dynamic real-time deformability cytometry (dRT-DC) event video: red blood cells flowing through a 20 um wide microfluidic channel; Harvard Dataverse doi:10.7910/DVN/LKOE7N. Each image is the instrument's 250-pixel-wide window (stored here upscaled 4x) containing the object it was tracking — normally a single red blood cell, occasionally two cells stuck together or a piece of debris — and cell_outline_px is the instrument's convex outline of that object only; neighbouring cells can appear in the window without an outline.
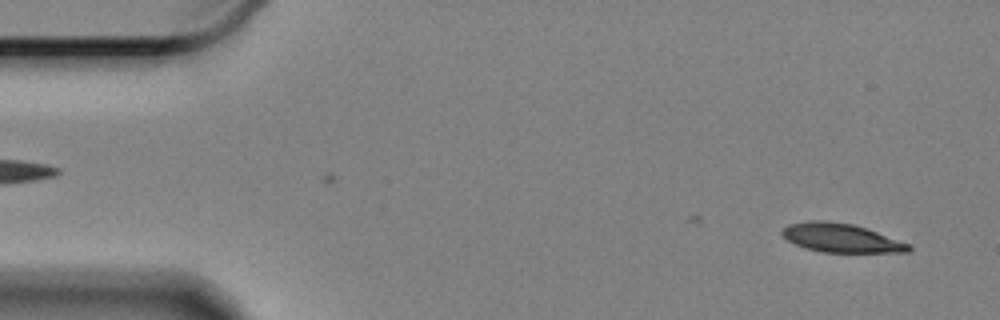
{"species": "Egyptian fruit bat (a non-hibernating species)", "species_latin": "Rousettus aegyptiacus", "temperature_condition": "cold", "stored_images_in_passage": 14, "camera_frame_rate_fps": 3000, "um_per_image_px": 0.085, "animal": {"sex": "female"}, "frame": {"image": 1, "passage_image": 4, "time_ms": 1.0, "image_size_px": [1000, 320], "cell_outline_px": [[912, 248], [908, 252], [820, 252], [804, 248], [788, 240], [780, 232], [788, 224], [812, 220], [824, 220], [852, 224], [912, 244]], "centroid_in_image_um": [71.49, 20.23], "position_along_channel_um": 13.5, "area_um2": 21.1}}